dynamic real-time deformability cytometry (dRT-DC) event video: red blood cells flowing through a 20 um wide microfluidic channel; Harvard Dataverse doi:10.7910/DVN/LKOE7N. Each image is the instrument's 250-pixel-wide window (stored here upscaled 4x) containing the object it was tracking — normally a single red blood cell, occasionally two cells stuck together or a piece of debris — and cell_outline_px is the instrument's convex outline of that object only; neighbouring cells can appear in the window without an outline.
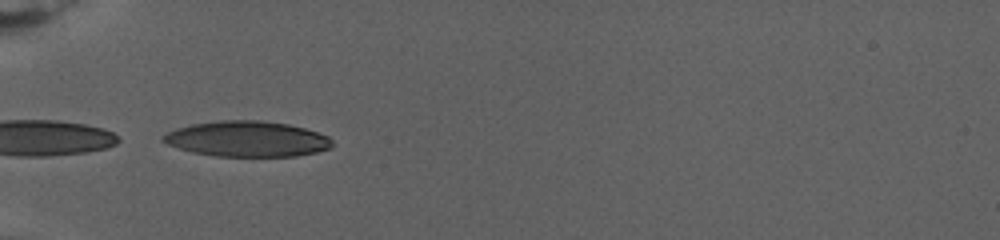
{"species": "human", "species_latin": "Homo sapiens", "temperature_condition": "warm", "stored_images_in_passage": 60, "camera_frame_rate_fps": 3000, "um_per_image_px": 0.085, "donor": {"sex": "female"}, "frame": {"image": 1, "passage_image": 1, "time_ms": 0.0, "image_size_px": [1000, 240], "cell_outline_px": [[332, 144], [328, 148], [316, 152], [296, 156], [216, 156], [192, 152], [168, 144], [160, 140], [168, 132], [176, 128], [192, 124], [220, 120], [260, 120], [288, 124], [304, 128], [328, 136], [332, 140]], "centroid_in_image_um": [20.99, 11.8], "position_along_channel_um": 64.0, "area_um2": 34.8}}
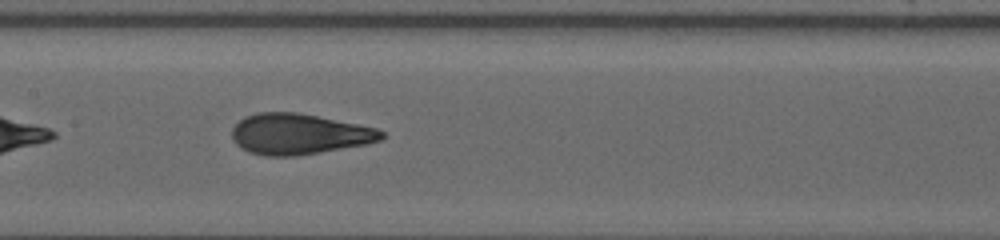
{"frame": {"image": 2, "passage_image": 24, "time_ms": 4.667, "image_size_px": [1000, 240], "cell_outline_px": [[384, 136], [380, 140], [368, 144], [296, 156], [264, 156], [248, 152], [240, 148], [232, 140], [232, 128], [244, 116], [256, 112], [296, 112], [376, 128], [384, 132]], "centroid_in_image_um": [25.37, 11.4], "position_along_channel_um": 182.0, "area_um2": 35.49}}
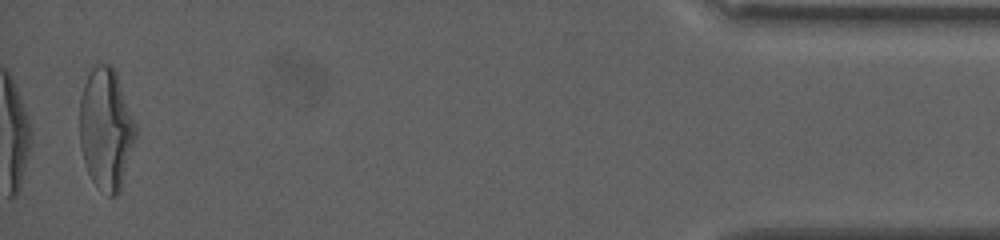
{"frame": {"image": 3, "passage_image": 60, "time_ms": 16.333, "image_size_px": [1000, 240], "cell_outline_px": [[136, 136], [120, 192], [116, 196], [108, 196], [92, 180], [88, 172], [80, 148], [80, 96], [84, 84], [92, 68], [96, 64], [108, 64], [116, 72], [136, 124]], "centroid_in_image_um": [9.01, 10.97], "position_along_channel_um": 426.2, "area_um2": 39.42}, "authors_computed_cell_mechanics": {"area_um2": 35.6048, "velocity_mm_per_s": 2.7111, "shape_relaxation_time_tau1_ms": 7.5347, "shape_relaxation_time_tau2_ms": 1.2241, "deformation_change_tau1": 0.2726, "deformation_change_tau2": 0.0793}}